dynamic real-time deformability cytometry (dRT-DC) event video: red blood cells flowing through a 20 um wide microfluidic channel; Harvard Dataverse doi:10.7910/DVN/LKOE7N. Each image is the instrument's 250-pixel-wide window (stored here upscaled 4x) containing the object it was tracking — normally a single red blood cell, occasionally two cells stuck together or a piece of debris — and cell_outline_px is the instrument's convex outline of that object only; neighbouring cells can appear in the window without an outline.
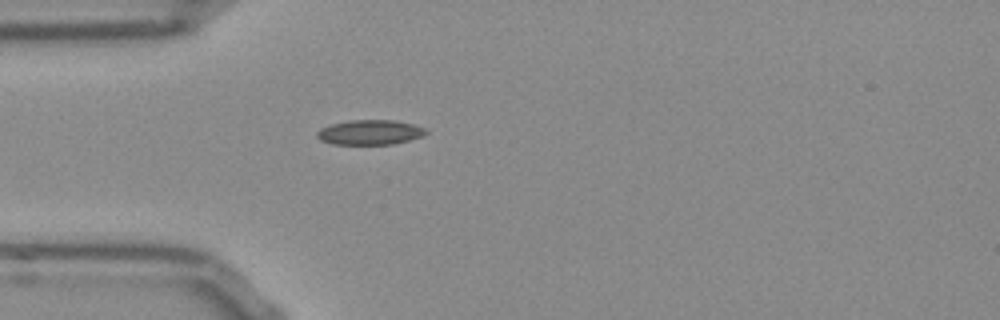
{"species": "Egyptian fruit bat (a non-hibernating species)", "species_latin": "Rousettus aegyptiacus", "temperature_condition": "room temperature", "stored_images_in_passage": 6, "camera_frame_rate_fps": 3000, "um_per_image_px": 0.085, "frame": {"image": 1, "passage_image": 1, "time_ms": 0.0, "image_size_px": [1000, 320], "cell_outline_px": [[428, 132], [420, 136], [408, 140], [392, 144], [332, 144], [320, 140], [316, 136], [316, 132], [320, 128], [332, 124], [348, 120], [396, 120], [412, 124], [424, 128]], "centroid_in_image_um": [31.39, 11.24], "position_along_channel_um": 53.6, "area_um2": 15.66}}
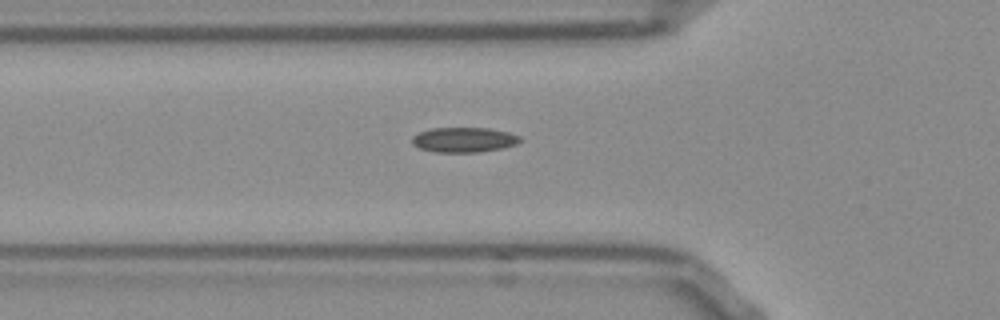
{"frame": {"image": 2, "passage_image": 4, "time_ms": 1.0, "image_size_px": [1000, 320], "cell_outline_px": [[524, 140], [516, 144], [504, 148], [480, 152], [436, 152], [420, 148], [412, 144], [412, 136], [420, 132], [432, 128], [488, 128], [508, 132], [520, 136]], "centroid_in_image_um": [39.47, 11.88], "position_along_channel_um": 86.3, "area_um2": 15.78}}